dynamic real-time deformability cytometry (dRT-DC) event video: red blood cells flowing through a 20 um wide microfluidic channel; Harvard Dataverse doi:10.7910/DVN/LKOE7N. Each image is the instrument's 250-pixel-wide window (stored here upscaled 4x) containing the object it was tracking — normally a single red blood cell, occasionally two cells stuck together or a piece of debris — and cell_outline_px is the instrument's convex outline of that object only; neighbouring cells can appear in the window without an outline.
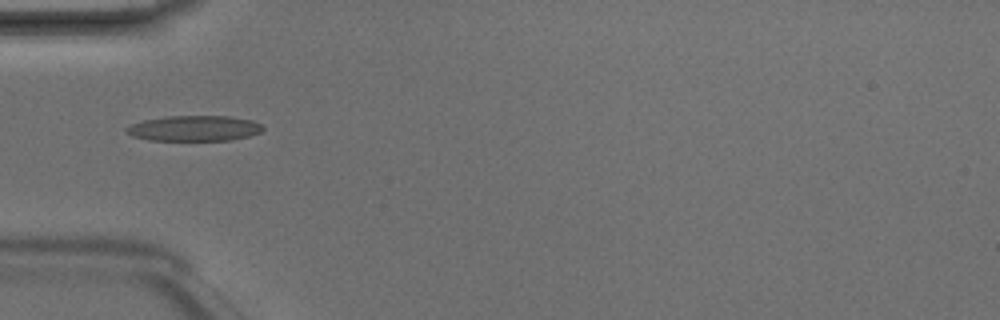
{"species": "Egyptian fruit bat (a non-hibernating species)", "species_latin": "Rousettus aegyptiacus", "temperature_condition": "room temperature", "stored_images_in_passage": 5, "camera_frame_rate_fps": 3000, "um_per_image_px": 0.085, "animal": {"sex": "male"}, "frame": {"image": 1, "passage_image": 5, "time_ms": 1.333, "image_size_px": [1000, 320], "cell_outline_px": [[264, 128], [260, 132], [248, 136], [232, 140], [148, 140], [132, 136], [124, 132], [124, 128], [128, 124], [144, 120], [168, 116], [228, 116], [252, 120], [260, 124]], "centroid_in_image_um": [16.45, 10.91], "position_along_channel_um": 68.6, "area_um2": 20.35}}